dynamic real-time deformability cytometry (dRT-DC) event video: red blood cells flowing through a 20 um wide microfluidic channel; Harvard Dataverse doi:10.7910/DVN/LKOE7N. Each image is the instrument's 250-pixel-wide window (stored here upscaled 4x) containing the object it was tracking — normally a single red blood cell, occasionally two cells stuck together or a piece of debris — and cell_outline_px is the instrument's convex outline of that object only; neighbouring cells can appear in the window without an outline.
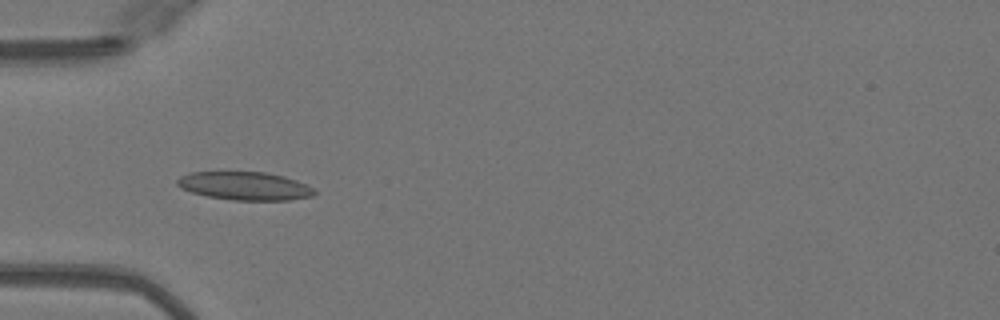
{"species": "Egyptian fruit bat (a non-hibernating species)", "species_latin": "Rousettus aegyptiacus", "temperature_condition": "warm", "stored_images_in_passage": 40, "camera_frame_rate_fps": 3000, "um_per_image_px": 0.085, "animal": {"sex": "female"}, "frame": {"image": 1, "passage_image": 6, "time_ms": 1.667, "image_size_px": [1000, 320], "cell_outline_px": [[316, 192], [312, 196], [288, 200], [232, 200], [208, 196], [192, 192], [180, 188], [176, 184], [176, 180], [180, 176], [192, 172], [268, 172], [284, 176], [296, 180], [316, 188]], "centroid_in_image_um": [20.82, 15.8], "position_along_channel_um": 64.2, "area_um2": 22.66}}
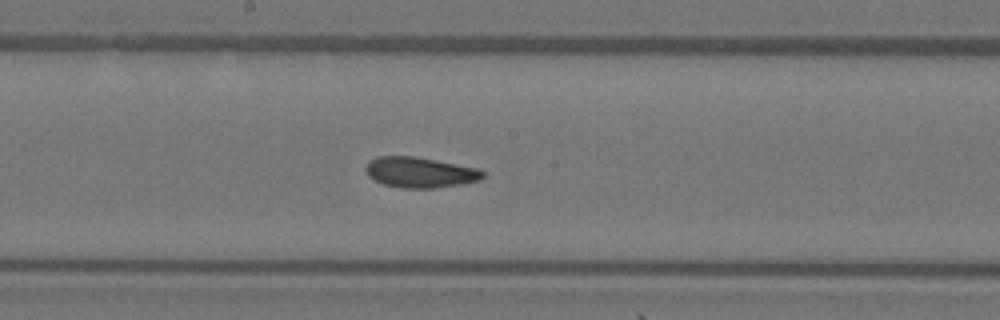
{"frame": {"image": 2, "passage_image": 17, "time_ms": 5.333, "image_size_px": [1000, 320], "cell_outline_px": [[484, 176], [480, 180], [460, 184], [436, 188], [404, 188], [384, 184], [368, 176], [364, 168], [368, 160], [376, 156], [416, 156], [480, 168], [484, 172]], "centroid_in_image_um": [35.7, 14.63], "position_along_channel_um": 212.5, "area_um2": 21.04}}
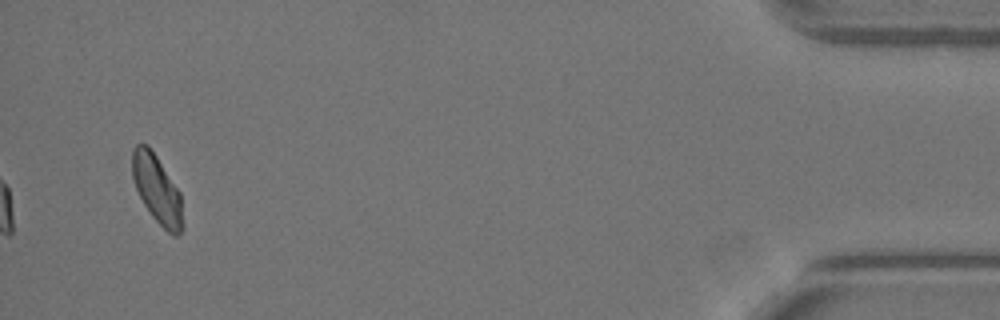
{"frame": {"image": 3, "passage_image": 38, "time_ms": 12.333, "image_size_px": [1000, 320], "cell_outline_px": [[184, 228], [176, 236], [172, 236], [152, 216], [144, 204], [136, 188], [132, 176], [132, 152], [136, 144], [148, 144], [180, 192], [184, 224]], "centroid_in_image_um": [13.36, 16.11], "position_along_channel_um": 421.8, "area_um2": 20.0}, "authors_computed_cell_mechanics": {"area_um2": 20.808, "velocity_mm_per_s": 4.0781, "shape_relaxation_time_tau1_ms": 5.3446, "shape_relaxation_time_tau2_ms": 2.4861, "deformation_change_tau1": 0.1659, "deformation_change_tau2": 0.0934}}